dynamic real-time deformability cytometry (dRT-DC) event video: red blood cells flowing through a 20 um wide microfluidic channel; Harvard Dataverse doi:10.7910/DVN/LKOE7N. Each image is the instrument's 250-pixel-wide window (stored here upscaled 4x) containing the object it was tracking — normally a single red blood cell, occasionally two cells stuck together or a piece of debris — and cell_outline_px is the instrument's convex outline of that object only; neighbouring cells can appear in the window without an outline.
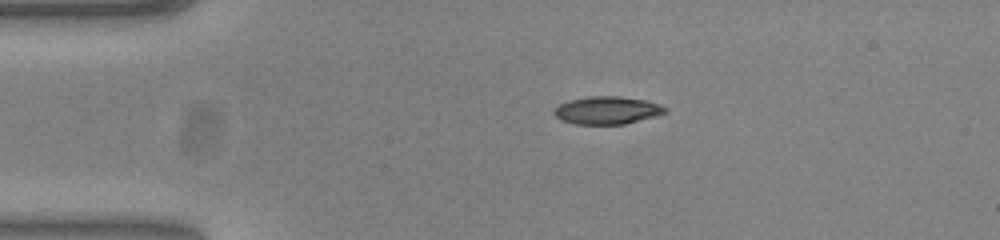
{"species": "common noctule bat (a hibernating species)", "species_latin": "Nyctalus noctula", "temperature_condition": "warm", "stored_images_in_passage": 43, "camera_frame_rate_fps": 3000, "um_per_image_px": 0.085, "animal": {"sex": "female", "body_mass_g": 23.0, "forearm_length_mm": 53.4}, "frame": {"image": 1, "passage_image": 1, "time_ms": 0.0, "image_size_px": [1000, 240], "cell_outline_px": [[668, 112], [656, 116], [624, 124], [576, 124], [560, 120], [552, 112], [560, 104], [572, 100], [588, 96], [616, 96], [644, 100], [660, 104], [668, 108]], "centroid_in_image_um": [51.64, 9.38], "position_along_channel_um": 33.4, "area_um2": 17.86}}
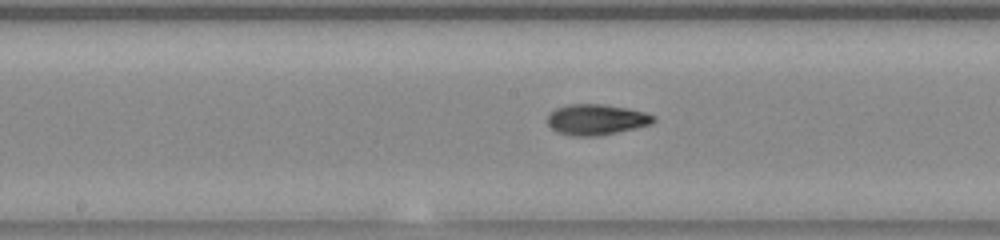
{"frame": {"image": 2, "passage_image": 17, "time_ms": 5.333, "image_size_px": [1000, 240], "cell_outline_px": [[656, 120], [652, 124], [636, 128], [596, 136], [576, 136], [556, 132], [548, 124], [548, 116], [556, 108], [568, 104], [604, 104], [628, 108], [644, 112], [656, 116]], "centroid_in_image_um": [50.72, 10.16], "position_along_channel_um": 197.5, "area_um2": 18.96}}
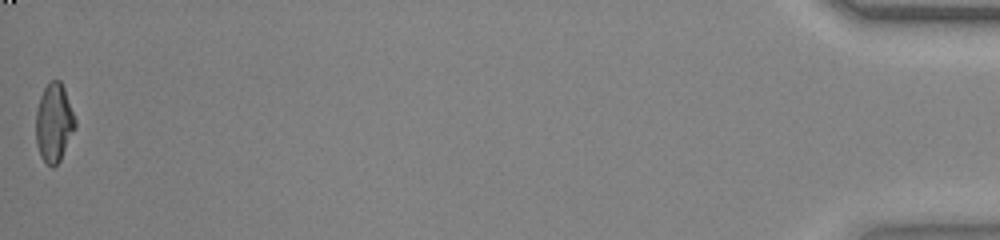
{"frame": {"image": 3, "passage_image": 43, "time_ms": 14.0, "image_size_px": [1000, 240], "cell_outline_px": [[76, 128], [60, 160], [52, 168], [40, 156], [36, 144], [36, 112], [40, 96], [44, 88], [52, 80], [60, 80], [64, 88], [76, 120]], "centroid_in_image_um": [4.59, 10.44], "position_along_channel_um": 430.6, "area_um2": 17.92}, "authors_computed_cell_mechanics": {"area_um2": 18.3804, "velocity_mm_per_s": 3.8686, "shape_relaxation_time_tau1_ms": null, "shape_relaxation_time_tau2_ms": 2.2372, "deformation_change_tau1": null, "deformation_change_tau2": 0.0767}}